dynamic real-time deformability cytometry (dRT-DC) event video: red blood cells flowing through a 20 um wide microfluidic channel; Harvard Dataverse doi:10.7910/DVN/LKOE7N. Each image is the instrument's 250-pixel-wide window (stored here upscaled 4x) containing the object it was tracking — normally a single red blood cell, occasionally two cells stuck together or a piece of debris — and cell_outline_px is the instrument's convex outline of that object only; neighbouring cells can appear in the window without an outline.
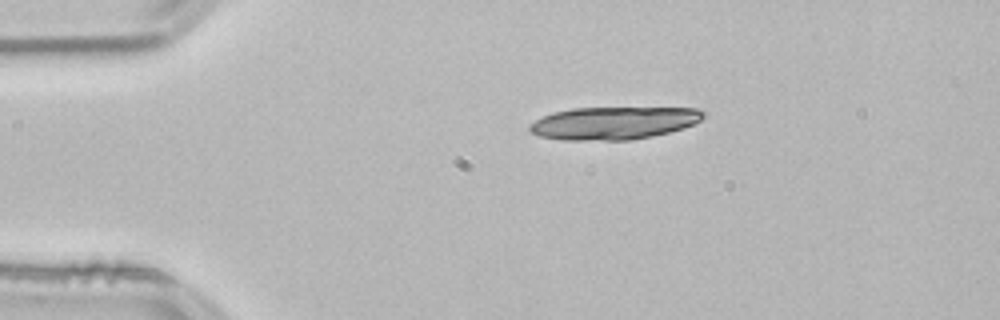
{"species": "common noctule bat (a hibernating species)", "species_latin": "Nyctalus noctula", "temperature_condition": "room temperature", "stored_images_in_passage": 43, "camera_frame_rate_fps": 3000, "um_per_image_px": 0.085, "animal": {"sex": "male", "body_mass_g": 21.5, "forearm_length_mm": 52.0}, "frame": {"image": 1, "passage_image": 1, "time_ms": 0.0, "image_size_px": [1000, 320], "cell_outline_px": [[708, 112], [700, 120], [684, 128], [652, 136], [632, 140], [560, 140], [540, 136], [532, 132], [528, 128], [536, 120], [552, 112], [572, 108], [696, 108]], "centroid_in_image_um": [52.18, 10.46], "position_along_channel_um": 32.8, "area_um2": 33.0}, "authors_computed_cell_mechanics": {"area_um2": 19.363, "velocity_mm_per_s": 3.8402, "shape_relaxation_time_tau1_ms": 7.3716, "shape_relaxation_time_tau2_ms": null, "deformation_change_tau1": 0.1023, "deformation_change_tau2": null}}